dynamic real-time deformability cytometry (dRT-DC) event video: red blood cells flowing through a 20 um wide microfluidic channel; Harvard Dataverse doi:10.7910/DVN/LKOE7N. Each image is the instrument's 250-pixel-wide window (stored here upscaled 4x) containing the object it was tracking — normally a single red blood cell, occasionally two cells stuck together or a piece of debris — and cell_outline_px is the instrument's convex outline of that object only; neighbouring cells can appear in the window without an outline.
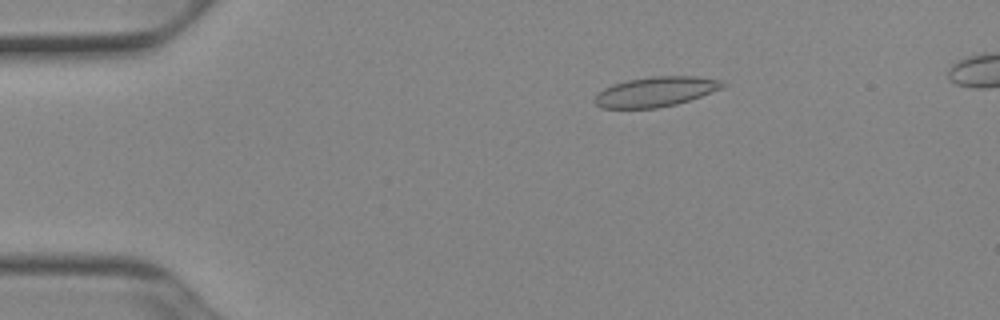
{"species": "Egyptian fruit bat (a non-hibernating species)", "species_latin": "Rousettus aegyptiacus", "temperature_condition": "cold", "stored_images_in_passage": 53, "camera_frame_rate_fps": 3000, "um_per_image_px": 0.085, "animal": {"sex": "female"}, "frame": {"image": 1, "passage_image": 10, "time_ms": 3.0, "image_size_px": [1000, 320], "cell_outline_px": [[728, 84], [720, 88], [700, 96], [676, 104], [656, 108], [600, 108], [592, 100], [604, 88], [612, 84], [628, 80], [652, 76], [696, 76], [720, 80]], "centroid_in_image_um": [55.7, 7.79], "position_along_channel_um": 29.3, "area_um2": 22.08}}
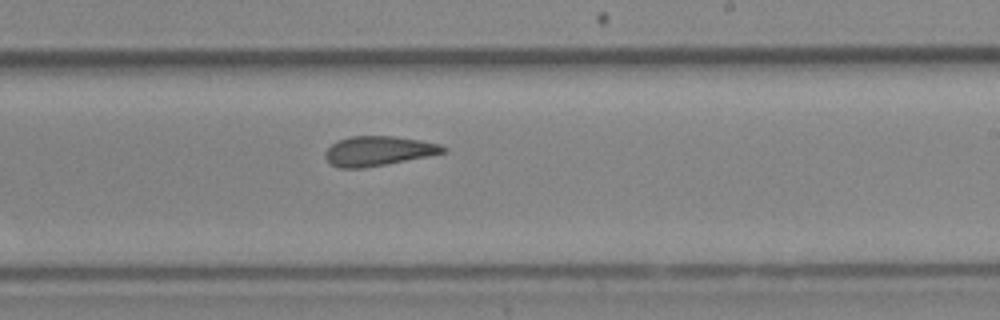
{"frame": {"image": 2, "passage_image": 32, "time_ms": 10.333, "image_size_px": [1000, 320], "cell_outline_px": [[448, 152], [428, 156], [364, 168], [340, 168], [332, 164], [324, 156], [324, 152], [332, 144], [340, 140], [352, 136], [392, 136], [420, 140], [440, 144], [448, 148]], "centroid_in_image_um": [32.19, 12.83], "position_along_channel_um": 256.8, "area_um2": 20.23}}
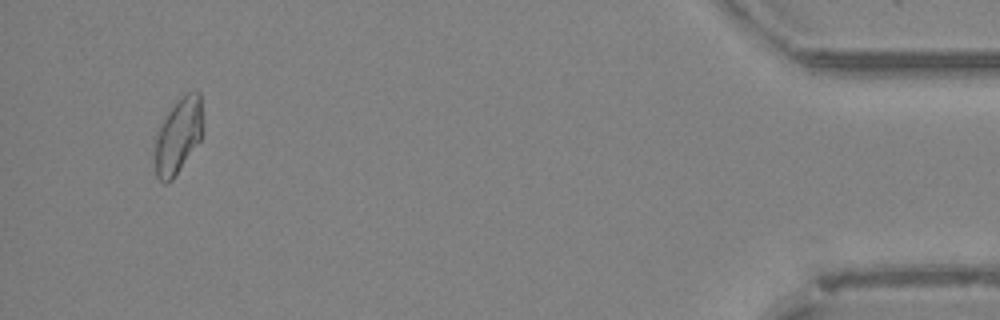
{"frame": {"image": 3, "passage_image": 50, "time_ms": 16.333, "image_size_px": [1000, 320], "cell_outline_px": [[200, 140], [172, 180], [164, 184], [156, 176], [152, 144], [160, 120], [188, 92], [200, 92]], "centroid_in_image_um": [15.04, 11.62], "position_along_channel_um": 420.2, "area_um2": 20.87}, "authors_computed_cell_mechanics": {"area_um2": 21.1548, "velocity_mm_per_s": 3.9117, "shape_relaxation_time_tau1_ms": null, "shape_relaxation_time_tau2_ms": 4.2724, "deformation_change_tau1": null, "deformation_change_tau2": 0.0914}}